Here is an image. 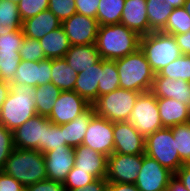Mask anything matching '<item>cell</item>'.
Wrapping results in <instances>:
<instances>
[{
    "instance_id": "6da1fadb",
    "label": "cell",
    "mask_w": 190,
    "mask_h": 191,
    "mask_svg": "<svg viewBox=\"0 0 190 191\" xmlns=\"http://www.w3.org/2000/svg\"><path fill=\"white\" fill-rule=\"evenodd\" d=\"M141 36L123 24L99 26L96 47L104 60H117L140 48Z\"/></svg>"
},
{
    "instance_id": "7a4b0ae2",
    "label": "cell",
    "mask_w": 190,
    "mask_h": 191,
    "mask_svg": "<svg viewBox=\"0 0 190 191\" xmlns=\"http://www.w3.org/2000/svg\"><path fill=\"white\" fill-rule=\"evenodd\" d=\"M34 90L35 87L26 84L10 85V91L0 109V124L13 132L37 115Z\"/></svg>"
},
{
    "instance_id": "3957f363",
    "label": "cell",
    "mask_w": 190,
    "mask_h": 191,
    "mask_svg": "<svg viewBox=\"0 0 190 191\" xmlns=\"http://www.w3.org/2000/svg\"><path fill=\"white\" fill-rule=\"evenodd\" d=\"M24 187L47 179L44 154L34 149L14 148L3 170Z\"/></svg>"
},
{
    "instance_id": "277c9868",
    "label": "cell",
    "mask_w": 190,
    "mask_h": 191,
    "mask_svg": "<svg viewBox=\"0 0 190 191\" xmlns=\"http://www.w3.org/2000/svg\"><path fill=\"white\" fill-rule=\"evenodd\" d=\"M116 62L120 88L144 93L151 90L155 73L140 48Z\"/></svg>"
},
{
    "instance_id": "5b68a950",
    "label": "cell",
    "mask_w": 190,
    "mask_h": 191,
    "mask_svg": "<svg viewBox=\"0 0 190 191\" xmlns=\"http://www.w3.org/2000/svg\"><path fill=\"white\" fill-rule=\"evenodd\" d=\"M140 50L155 74L182 55L174 35L163 32H151L141 36Z\"/></svg>"
},
{
    "instance_id": "8992f818",
    "label": "cell",
    "mask_w": 190,
    "mask_h": 191,
    "mask_svg": "<svg viewBox=\"0 0 190 191\" xmlns=\"http://www.w3.org/2000/svg\"><path fill=\"white\" fill-rule=\"evenodd\" d=\"M140 92L117 88L92 104L95 114L111 122L128 121Z\"/></svg>"
},
{
    "instance_id": "52a82bcc",
    "label": "cell",
    "mask_w": 190,
    "mask_h": 191,
    "mask_svg": "<svg viewBox=\"0 0 190 191\" xmlns=\"http://www.w3.org/2000/svg\"><path fill=\"white\" fill-rule=\"evenodd\" d=\"M145 154L173 174L184 164L176 149V140L170 128L163 127L145 138Z\"/></svg>"
},
{
    "instance_id": "ba28073f",
    "label": "cell",
    "mask_w": 190,
    "mask_h": 191,
    "mask_svg": "<svg viewBox=\"0 0 190 191\" xmlns=\"http://www.w3.org/2000/svg\"><path fill=\"white\" fill-rule=\"evenodd\" d=\"M128 122L144 138L163 128L157 106V97L151 91L141 93L138 96Z\"/></svg>"
},
{
    "instance_id": "9c48e42d",
    "label": "cell",
    "mask_w": 190,
    "mask_h": 191,
    "mask_svg": "<svg viewBox=\"0 0 190 191\" xmlns=\"http://www.w3.org/2000/svg\"><path fill=\"white\" fill-rule=\"evenodd\" d=\"M52 122L46 116L35 115L13 131V146L16 149L40 151L45 146L46 130Z\"/></svg>"
},
{
    "instance_id": "30bf717a",
    "label": "cell",
    "mask_w": 190,
    "mask_h": 191,
    "mask_svg": "<svg viewBox=\"0 0 190 191\" xmlns=\"http://www.w3.org/2000/svg\"><path fill=\"white\" fill-rule=\"evenodd\" d=\"M83 145L107 157L114 152L113 122L94 115L86 129Z\"/></svg>"
},
{
    "instance_id": "8fae6325",
    "label": "cell",
    "mask_w": 190,
    "mask_h": 191,
    "mask_svg": "<svg viewBox=\"0 0 190 191\" xmlns=\"http://www.w3.org/2000/svg\"><path fill=\"white\" fill-rule=\"evenodd\" d=\"M174 174L154 158L142 154V167L135 185L139 191H166Z\"/></svg>"
},
{
    "instance_id": "7c38bea8",
    "label": "cell",
    "mask_w": 190,
    "mask_h": 191,
    "mask_svg": "<svg viewBox=\"0 0 190 191\" xmlns=\"http://www.w3.org/2000/svg\"><path fill=\"white\" fill-rule=\"evenodd\" d=\"M142 167V154L113 153L108 157L107 182L135 184Z\"/></svg>"
},
{
    "instance_id": "4fadbf2b",
    "label": "cell",
    "mask_w": 190,
    "mask_h": 191,
    "mask_svg": "<svg viewBox=\"0 0 190 191\" xmlns=\"http://www.w3.org/2000/svg\"><path fill=\"white\" fill-rule=\"evenodd\" d=\"M90 106L91 104L74 90L61 91L51 113L47 117L56 125L65 124L74 120Z\"/></svg>"
},
{
    "instance_id": "5bb4252c",
    "label": "cell",
    "mask_w": 190,
    "mask_h": 191,
    "mask_svg": "<svg viewBox=\"0 0 190 191\" xmlns=\"http://www.w3.org/2000/svg\"><path fill=\"white\" fill-rule=\"evenodd\" d=\"M71 46L95 44L99 24L97 19L75 13L62 22Z\"/></svg>"
},
{
    "instance_id": "9a60e30c",
    "label": "cell",
    "mask_w": 190,
    "mask_h": 191,
    "mask_svg": "<svg viewBox=\"0 0 190 191\" xmlns=\"http://www.w3.org/2000/svg\"><path fill=\"white\" fill-rule=\"evenodd\" d=\"M114 152L145 154V138L128 121L113 122Z\"/></svg>"
},
{
    "instance_id": "2e32d148",
    "label": "cell",
    "mask_w": 190,
    "mask_h": 191,
    "mask_svg": "<svg viewBox=\"0 0 190 191\" xmlns=\"http://www.w3.org/2000/svg\"><path fill=\"white\" fill-rule=\"evenodd\" d=\"M52 59L42 61L21 60L16 74L10 85H30L37 87L42 84L51 83Z\"/></svg>"
},
{
    "instance_id": "e0dca14e",
    "label": "cell",
    "mask_w": 190,
    "mask_h": 191,
    "mask_svg": "<svg viewBox=\"0 0 190 191\" xmlns=\"http://www.w3.org/2000/svg\"><path fill=\"white\" fill-rule=\"evenodd\" d=\"M44 162L47 173V179L64 183L67 174L74 167V148H56L45 152Z\"/></svg>"
},
{
    "instance_id": "ac0fdd59",
    "label": "cell",
    "mask_w": 190,
    "mask_h": 191,
    "mask_svg": "<svg viewBox=\"0 0 190 191\" xmlns=\"http://www.w3.org/2000/svg\"><path fill=\"white\" fill-rule=\"evenodd\" d=\"M74 167L87 171L97 179L106 178L108 157L81 144L74 148Z\"/></svg>"
},
{
    "instance_id": "d6986e66",
    "label": "cell",
    "mask_w": 190,
    "mask_h": 191,
    "mask_svg": "<svg viewBox=\"0 0 190 191\" xmlns=\"http://www.w3.org/2000/svg\"><path fill=\"white\" fill-rule=\"evenodd\" d=\"M157 98H173L190 105V82L155 74L150 90Z\"/></svg>"
},
{
    "instance_id": "ffe728a7",
    "label": "cell",
    "mask_w": 190,
    "mask_h": 191,
    "mask_svg": "<svg viewBox=\"0 0 190 191\" xmlns=\"http://www.w3.org/2000/svg\"><path fill=\"white\" fill-rule=\"evenodd\" d=\"M146 7V0H125L120 23L140 36L151 33Z\"/></svg>"
},
{
    "instance_id": "44dd1931",
    "label": "cell",
    "mask_w": 190,
    "mask_h": 191,
    "mask_svg": "<svg viewBox=\"0 0 190 191\" xmlns=\"http://www.w3.org/2000/svg\"><path fill=\"white\" fill-rule=\"evenodd\" d=\"M157 106L163 127L190 122V105L173 98H157Z\"/></svg>"
},
{
    "instance_id": "7402d4cb",
    "label": "cell",
    "mask_w": 190,
    "mask_h": 191,
    "mask_svg": "<svg viewBox=\"0 0 190 191\" xmlns=\"http://www.w3.org/2000/svg\"><path fill=\"white\" fill-rule=\"evenodd\" d=\"M61 25L60 20L47 9L34 17L24 20L22 22V31L24 36L40 40Z\"/></svg>"
},
{
    "instance_id": "603a6c76",
    "label": "cell",
    "mask_w": 190,
    "mask_h": 191,
    "mask_svg": "<svg viewBox=\"0 0 190 191\" xmlns=\"http://www.w3.org/2000/svg\"><path fill=\"white\" fill-rule=\"evenodd\" d=\"M100 71L101 59L91 67L87 68L84 72H79L74 86V91L91 105L98 98Z\"/></svg>"
},
{
    "instance_id": "cb8c5ba5",
    "label": "cell",
    "mask_w": 190,
    "mask_h": 191,
    "mask_svg": "<svg viewBox=\"0 0 190 191\" xmlns=\"http://www.w3.org/2000/svg\"><path fill=\"white\" fill-rule=\"evenodd\" d=\"M64 59L77 73L84 72L87 68L97 63L101 57L96 44L70 46Z\"/></svg>"
},
{
    "instance_id": "d4e9b609",
    "label": "cell",
    "mask_w": 190,
    "mask_h": 191,
    "mask_svg": "<svg viewBox=\"0 0 190 191\" xmlns=\"http://www.w3.org/2000/svg\"><path fill=\"white\" fill-rule=\"evenodd\" d=\"M94 115L95 111L91 105L85 112L78 115L74 120L61 124L64 127V139L68 146L75 148L82 144L86 129Z\"/></svg>"
},
{
    "instance_id": "484cf974",
    "label": "cell",
    "mask_w": 190,
    "mask_h": 191,
    "mask_svg": "<svg viewBox=\"0 0 190 191\" xmlns=\"http://www.w3.org/2000/svg\"><path fill=\"white\" fill-rule=\"evenodd\" d=\"M47 59L64 58L70 42L62 25L39 40Z\"/></svg>"
},
{
    "instance_id": "4316f807",
    "label": "cell",
    "mask_w": 190,
    "mask_h": 191,
    "mask_svg": "<svg viewBox=\"0 0 190 191\" xmlns=\"http://www.w3.org/2000/svg\"><path fill=\"white\" fill-rule=\"evenodd\" d=\"M147 18L152 32H161L173 11L170 0H146Z\"/></svg>"
},
{
    "instance_id": "83f0119b",
    "label": "cell",
    "mask_w": 190,
    "mask_h": 191,
    "mask_svg": "<svg viewBox=\"0 0 190 191\" xmlns=\"http://www.w3.org/2000/svg\"><path fill=\"white\" fill-rule=\"evenodd\" d=\"M51 83L61 91H73L78 73L73 70L64 58L52 59Z\"/></svg>"
},
{
    "instance_id": "f1b7e54d",
    "label": "cell",
    "mask_w": 190,
    "mask_h": 191,
    "mask_svg": "<svg viewBox=\"0 0 190 191\" xmlns=\"http://www.w3.org/2000/svg\"><path fill=\"white\" fill-rule=\"evenodd\" d=\"M61 90L53 83L42 84L35 87L34 101L38 115L48 116L54 107Z\"/></svg>"
},
{
    "instance_id": "f546056e",
    "label": "cell",
    "mask_w": 190,
    "mask_h": 191,
    "mask_svg": "<svg viewBox=\"0 0 190 191\" xmlns=\"http://www.w3.org/2000/svg\"><path fill=\"white\" fill-rule=\"evenodd\" d=\"M22 22L16 3L10 0L0 1V33L6 35L13 30H20Z\"/></svg>"
},
{
    "instance_id": "4dcf8cb0",
    "label": "cell",
    "mask_w": 190,
    "mask_h": 191,
    "mask_svg": "<svg viewBox=\"0 0 190 191\" xmlns=\"http://www.w3.org/2000/svg\"><path fill=\"white\" fill-rule=\"evenodd\" d=\"M120 88V79L116 62L101 58L100 81L98 85V97L108 94Z\"/></svg>"
},
{
    "instance_id": "1f68e13d",
    "label": "cell",
    "mask_w": 190,
    "mask_h": 191,
    "mask_svg": "<svg viewBox=\"0 0 190 191\" xmlns=\"http://www.w3.org/2000/svg\"><path fill=\"white\" fill-rule=\"evenodd\" d=\"M125 0H101L97 10L99 26L120 23Z\"/></svg>"
},
{
    "instance_id": "d6a6232c",
    "label": "cell",
    "mask_w": 190,
    "mask_h": 191,
    "mask_svg": "<svg viewBox=\"0 0 190 191\" xmlns=\"http://www.w3.org/2000/svg\"><path fill=\"white\" fill-rule=\"evenodd\" d=\"M190 30V15L184 7H178L171 12L165 28L161 31L169 35L187 33Z\"/></svg>"
},
{
    "instance_id": "836d02e7",
    "label": "cell",
    "mask_w": 190,
    "mask_h": 191,
    "mask_svg": "<svg viewBox=\"0 0 190 191\" xmlns=\"http://www.w3.org/2000/svg\"><path fill=\"white\" fill-rule=\"evenodd\" d=\"M158 74L173 80L181 79L190 82V55L182 54L169 65L165 66Z\"/></svg>"
},
{
    "instance_id": "e575fe53",
    "label": "cell",
    "mask_w": 190,
    "mask_h": 191,
    "mask_svg": "<svg viewBox=\"0 0 190 191\" xmlns=\"http://www.w3.org/2000/svg\"><path fill=\"white\" fill-rule=\"evenodd\" d=\"M176 140V149L184 163L190 162V122L177 124L170 128Z\"/></svg>"
},
{
    "instance_id": "d590c367",
    "label": "cell",
    "mask_w": 190,
    "mask_h": 191,
    "mask_svg": "<svg viewBox=\"0 0 190 191\" xmlns=\"http://www.w3.org/2000/svg\"><path fill=\"white\" fill-rule=\"evenodd\" d=\"M20 61L19 53L0 52V77L2 81L10 83L13 80Z\"/></svg>"
},
{
    "instance_id": "8d00e7d4",
    "label": "cell",
    "mask_w": 190,
    "mask_h": 191,
    "mask_svg": "<svg viewBox=\"0 0 190 191\" xmlns=\"http://www.w3.org/2000/svg\"><path fill=\"white\" fill-rule=\"evenodd\" d=\"M64 139V127L52 123L46 130L45 146L40 150L41 153L58 148H68Z\"/></svg>"
},
{
    "instance_id": "74e56055",
    "label": "cell",
    "mask_w": 190,
    "mask_h": 191,
    "mask_svg": "<svg viewBox=\"0 0 190 191\" xmlns=\"http://www.w3.org/2000/svg\"><path fill=\"white\" fill-rule=\"evenodd\" d=\"M21 60L24 61H42L47 59L44 50L41 47L39 40L26 37L23 40L22 46L19 49Z\"/></svg>"
},
{
    "instance_id": "f35d334b",
    "label": "cell",
    "mask_w": 190,
    "mask_h": 191,
    "mask_svg": "<svg viewBox=\"0 0 190 191\" xmlns=\"http://www.w3.org/2000/svg\"><path fill=\"white\" fill-rule=\"evenodd\" d=\"M97 178L89 174L87 171L78 170L73 167L72 170L67 174L64 185L66 190L76 189L79 187H85L86 185L94 182Z\"/></svg>"
},
{
    "instance_id": "ab89813d",
    "label": "cell",
    "mask_w": 190,
    "mask_h": 191,
    "mask_svg": "<svg viewBox=\"0 0 190 191\" xmlns=\"http://www.w3.org/2000/svg\"><path fill=\"white\" fill-rule=\"evenodd\" d=\"M49 0H20L17 4L22 21L48 9Z\"/></svg>"
},
{
    "instance_id": "60d3db41",
    "label": "cell",
    "mask_w": 190,
    "mask_h": 191,
    "mask_svg": "<svg viewBox=\"0 0 190 191\" xmlns=\"http://www.w3.org/2000/svg\"><path fill=\"white\" fill-rule=\"evenodd\" d=\"M48 10L62 23L76 13L75 0H49Z\"/></svg>"
},
{
    "instance_id": "b9f144b4",
    "label": "cell",
    "mask_w": 190,
    "mask_h": 191,
    "mask_svg": "<svg viewBox=\"0 0 190 191\" xmlns=\"http://www.w3.org/2000/svg\"><path fill=\"white\" fill-rule=\"evenodd\" d=\"M24 38L22 29L13 30L6 35L0 33V52L19 53Z\"/></svg>"
},
{
    "instance_id": "7bdbcfd3",
    "label": "cell",
    "mask_w": 190,
    "mask_h": 191,
    "mask_svg": "<svg viewBox=\"0 0 190 191\" xmlns=\"http://www.w3.org/2000/svg\"><path fill=\"white\" fill-rule=\"evenodd\" d=\"M13 149V132L0 124V171L3 170Z\"/></svg>"
},
{
    "instance_id": "ee69618b",
    "label": "cell",
    "mask_w": 190,
    "mask_h": 191,
    "mask_svg": "<svg viewBox=\"0 0 190 191\" xmlns=\"http://www.w3.org/2000/svg\"><path fill=\"white\" fill-rule=\"evenodd\" d=\"M101 0H75L76 13L97 19V10Z\"/></svg>"
},
{
    "instance_id": "f6af8a7d",
    "label": "cell",
    "mask_w": 190,
    "mask_h": 191,
    "mask_svg": "<svg viewBox=\"0 0 190 191\" xmlns=\"http://www.w3.org/2000/svg\"><path fill=\"white\" fill-rule=\"evenodd\" d=\"M27 191H66L65 185L61 182L45 179L26 187Z\"/></svg>"
},
{
    "instance_id": "bcb514c9",
    "label": "cell",
    "mask_w": 190,
    "mask_h": 191,
    "mask_svg": "<svg viewBox=\"0 0 190 191\" xmlns=\"http://www.w3.org/2000/svg\"><path fill=\"white\" fill-rule=\"evenodd\" d=\"M24 186L14 177L0 171V191H21Z\"/></svg>"
},
{
    "instance_id": "7dc6e473",
    "label": "cell",
    "mask_w": 190,
    "mask_h": 191,
    "mask_svg": "<svg viewBox=\"0 0 190 191\" xmlns=\"http://www.w3.org/2000/svg\"><path fill=\"white\" fill-rule=\"evenodd\" d=\"M66 191H108V182L106 178L96 179L94 182L86 185L83 188L79 187Z\"/></svg>"
},
{
    "instance_id": "c3c4849f",
    "label": "cell",
    "mask_w": 190,
    "mask_h": 191,
    "mask_svg": "<svg viewBox=\"0 0 190 191\" xmlns=\"http://www.w3.org/2000/svg\"><path fill=\"white\" fill-rule=\"evenodd\" d=\"M175 177L190 191V162L184 163L174 174Z\"/></svg>"
},
{
    "instance_id": "681fc988",
    "label": "cell",
    "mask_w": 190,
    "mask_h": 191,
    "mask_svg": "<svg viewBox=\"0 0 190 191\" xmlns=\"http://www.w3.org/2000/svg\"><path fill=\"white\" fill-rule=\"evenodd\" d=\"M182 54L190 55V30L187 33L174 35Z\"/></svg>"
},
{
    "instance_id": "f907efd6",
    "label": "cell",
    "mask_w": 190,
    "mask_h": 191,
    "mask_svg": "<svg viewBox=\"0 0 190 191\" xmlns=\"http://www.w3.org/2000/svg\"><path fill=\"white\" fill-rule=\"evenodd\" d=\"M108 191H139L135 184L108 182Z\"/></svg>"
},
{
    "instance_id": "816d5d0a",
    "label": "cell",
    "mask_w": 190,
    "mask_h": 191,
    "mask_svg": "<svg viewBox=\"0 0 190 191\" xmlns=\"http://www.w3.org/2000/svg\"><path fill=\"white\" fill-rule=\"evenodd\" d=\"M166 191H188L183 184L179 181V179L173 176L170 181Z\"/></svg>"
},
{
    "instance_id": "f5cc1de1",
    "label": "cell",
    "mask_w": 190,
    "mask_h": 191,
    "mask_svg": "<svg viewBox=\"0 0 190 191\" xmlns=\"http://www.w3.org/2000/svg\"><path fill=\"white\" fill-rule=\"evenodd\" d=\"M10 91L9 82L2 81L0 79V109L2 107L3 102L6 100V97Z\"/></svg>"
},
{
    "instance_id": "db71d44e",
    "label": "cell",
    "mask_w": 190,
    "mask_h": 191,
    "mask_svg": "<svg viewBox=\"0 0 190 191\" xmlns=\"http://www.w3.org/2000/svg\"><path fill=\"white\" fill-rule=\"evenodd\" d=\"M186 0H170V5L173 7V9L178 7H184V3Z\"/></svg>"
},
{
    "instance_id": "11a10c76",
    "label": "cell",
    "mask_w": 190,
    "mask_h": 191,
    "mask_svg": "<svg viewBox=\"0 0 190 191\" xmlns=\"http://www.w3.org/2000/svg\"><path fill=\"white\" fill-rule=\"evenodd\" d=\"M184 8H185L186 12L190 15V0L185 1Z\"/></svg>"
},
{
    "instance_id": "9f6ffc18",
    "label": "cell",
    "mask_w": 190,
    "mask_h": 191,
    "mask_svg": "<svg viewBox=\"0 0 190 191\" xmlns=\"http://www.w3.org/2000/svg\"><path fill=\"white\" fill-rule=\"evenodd\" d=\"M11 2H14L16 4H18L20 2V0H10Z\"/></svg>"
},
{
    "instance_id": "6f0895ef",
    "label": "cell",
    "mask_w": 190,
    "mask_h": 191,
    "mask_svg": "<svg viewBox=\"0 0 190 191\" xmlns=\"http://www.w3.org/2000/svg\"><path fill=\"white\" fill-rule=\"evenodd\" d=\"M21 191H27L26 187H24Z\"/></svg>"
}]
</instances>
